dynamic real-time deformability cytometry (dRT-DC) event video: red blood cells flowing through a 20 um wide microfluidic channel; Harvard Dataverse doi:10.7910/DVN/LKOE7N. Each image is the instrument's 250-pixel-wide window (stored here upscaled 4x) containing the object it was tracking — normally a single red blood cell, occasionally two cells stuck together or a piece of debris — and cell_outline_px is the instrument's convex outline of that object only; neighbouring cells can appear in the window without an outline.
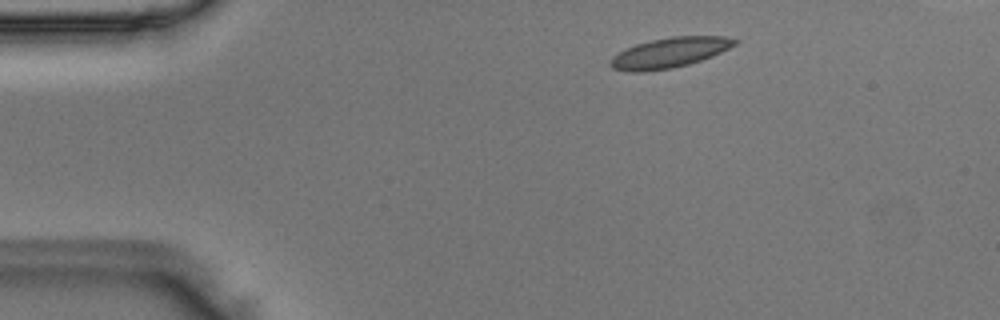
{"species": "Egyptian fruit bat (a non-hibernating species)", "species_latin": "Rousettus aegyptiacus", "temperature_condition": "room temperature", "stored_images_in_passage": 45, "camera_frame_rate_fps": 3000, "um_per_image_px": 0.085, "animal": {"sex": "male"}, "frame": {"image": 1, "passage_image": 4, "time_ms": 1.0, "image_size_px": [1000, 320], "cell_outline_px": [[740, 40], [736, 44], [712, 56], [688, 64], [672, 68], [644, 72], [628, 72], [612, 68], [608, 64], [608, 60], [612, 56], [636, 44], [652, 40], [672, 36], [724, 36]], "centroid_in_image_um": [56.88, 4.48], "position_along_channel_um": 28.1, "area_um2": 21.79}}
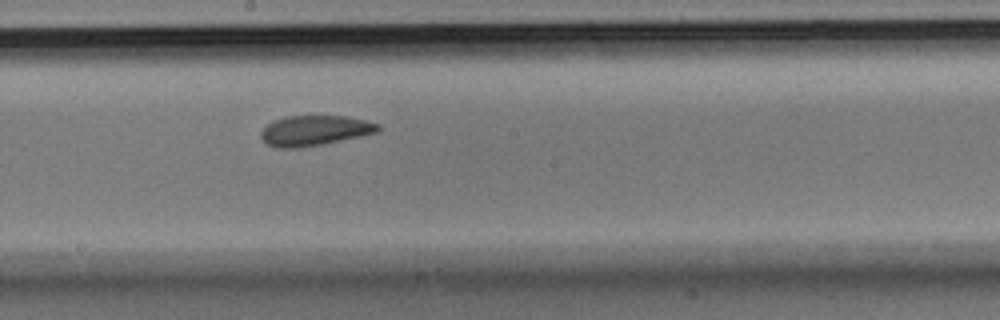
{"frame": {"image": 2, "passage_image": 23, "time_ms": 7.333, "image_size_px": [1000, 320], "cell_outline_px": [[380, 128], [376, 132], [360, 136], [300, 148], [276, 148], [268, 144], [260, 136], [260, 132], [268, 124], [284, 116], [344, 116], [364, 120], [380, 124]], "centroid_in_image_um": [26.72, 11.09], "position_along_channel_um": 221.5, "area_um2": 20.29}}
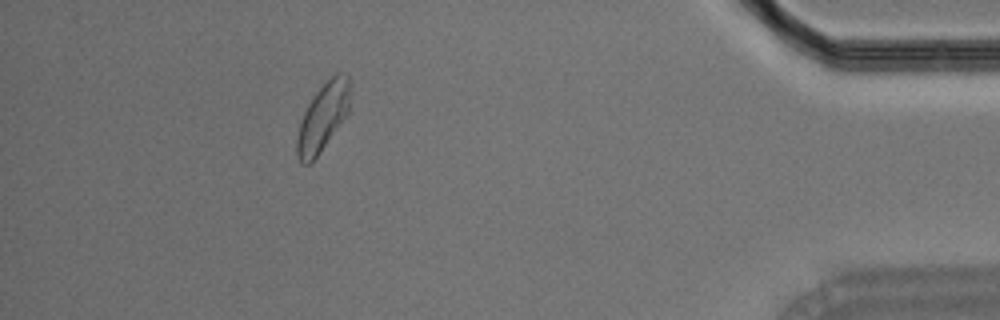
{"frame": {"image": 3, "passage_image": 41, "time_ms": 13.333, "image_size_px": [1000, 320], "cell_outline_px": [[352, 84], [348, 112], [320, 152], [308, 164], [300, 164], [296, 156], [296, 136], [304, 112], [308, 104], [316, 92], [336, 72], [340, 72], [348, 76], [352, 80]], "centroid_in_image_um": [27.45, 9.93], "position_along_channel_um": 407.7, "area_um2": 20.92}}